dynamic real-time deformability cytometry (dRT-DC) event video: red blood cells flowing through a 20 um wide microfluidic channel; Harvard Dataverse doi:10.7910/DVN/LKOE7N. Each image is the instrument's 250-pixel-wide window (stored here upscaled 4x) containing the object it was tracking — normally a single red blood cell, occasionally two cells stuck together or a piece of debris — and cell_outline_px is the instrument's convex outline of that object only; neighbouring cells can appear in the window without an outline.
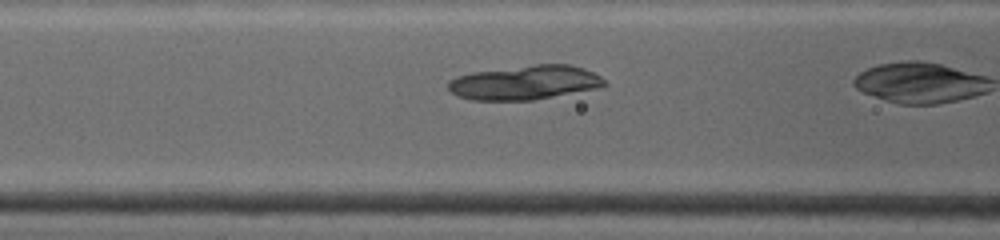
{"species": "common noctule bat (a hibernating species)", "species_latin": "Nyctalus noctula", "temperature_condition": "warm", "stored_images_in_passage": 53, "camera_frame_rate_fps": 4500, "um_per_image_px": 0.085, "animal": {"sex": "female", "body_mass_g": 19.0, "forearm_length_mm": 53.3}, "frame": {"image": 1, "passage_image": 6, "time_ms": 0.889, "image_size_px": [1000, 240], "cell_outline_px": [[608, 84], [592, 88], [532, 100], [472, 100], [460, 96], [452, 92], [448, 88], [448, 84], [456, 76], [472, 72], [536, 64], [568, 64], [584, 68], [600, 76]], "centroid_in_image_um": [44.58, 7.0], "position_along_channel_um": 122.0, "area_um2": 30.58}}
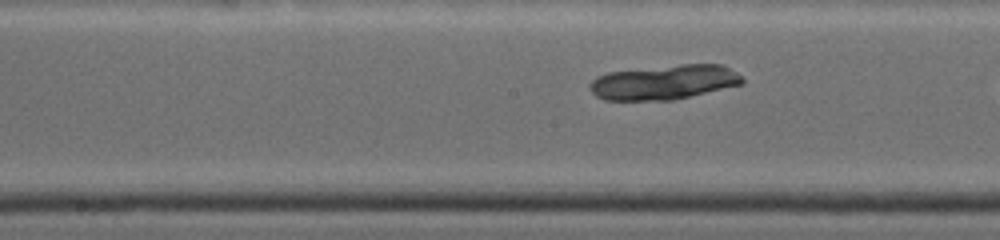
{"frame": {"image": 2, "passage_image": 19, "time_ms": 2.667, "image_size_px": [1000, 240], "cell_outline_px": [[744, 80], [740, 84], [672, 100], [608, 100], [596, 96], [592, 92], [588, 84], [596, 76], [608, 72], [684, 64], [724, 64], [740, 76]], "centroid_in_image_um": [56.41, 6.98], "position_along_channel_um": 191.8, "area_um2": 30.35}}
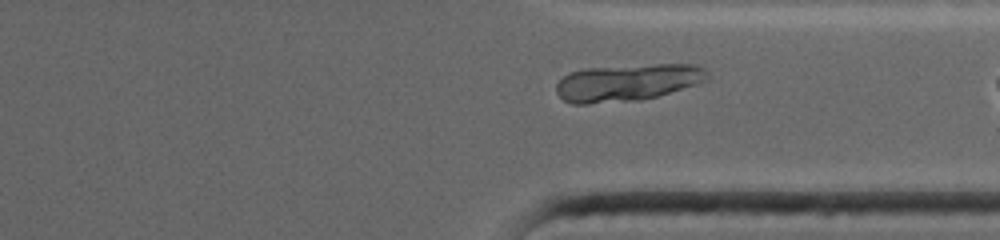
{"frame": {"image": 3, "passage_image": 50, "time_ms": 6.889, "image_size_px": [1000, 240], "cell_outline_px": [[708, 80], [696, 84], [656, 96], [640, 100], [588, 104], [572, 104], [564, 100], [556, 92], [556, 84], [568, 72], [584, 68], [656, 64], [696, 64], [704, 68], [708, 72]], "centroid_in_image_um": [53.31, 7.01], "position_along_channel_um": 358.1, "area_um2": 32.71}}